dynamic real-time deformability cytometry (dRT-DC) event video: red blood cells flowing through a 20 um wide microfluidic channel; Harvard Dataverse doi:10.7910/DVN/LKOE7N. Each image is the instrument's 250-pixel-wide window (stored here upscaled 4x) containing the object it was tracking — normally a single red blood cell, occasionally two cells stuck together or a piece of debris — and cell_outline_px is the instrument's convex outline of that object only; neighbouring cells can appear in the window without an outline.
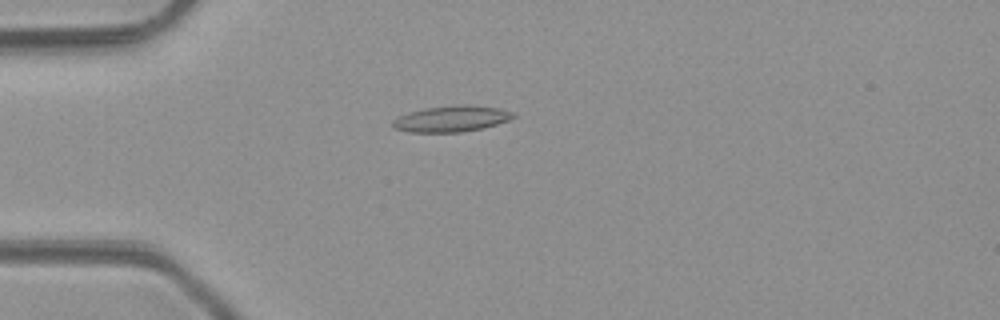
{"species": "common noctule bat (a hibernating species)", "species_latin": "Nyctalus noctula", "temperature_condition": "room temperature", "stored_images_in_passage": 2, "camera_frame_rate_fps": 3000, "um_per_image_px": 0.085, "animal": {"sex": "male", "body_mass_g": 23.1, "forearm_length_mm": 52.7}, "frame": {"image": 1, "passage_image": 1, "time_ms": 0.0, "image_size_px": [1000, 320], "cell_outline_px": [[516, 116], [508, 120], [484, 128], [460, 132], [408, 132], [392, 128], [392, 120], [396, 116], [408, 112], [424, 108], [460, 104], [468, 104], [496, 108], [512, 112]], "centroid_in_image_um": [38.3, 10.09], "position_along_channel_um": 46.7, "area_um2": 18.44}}